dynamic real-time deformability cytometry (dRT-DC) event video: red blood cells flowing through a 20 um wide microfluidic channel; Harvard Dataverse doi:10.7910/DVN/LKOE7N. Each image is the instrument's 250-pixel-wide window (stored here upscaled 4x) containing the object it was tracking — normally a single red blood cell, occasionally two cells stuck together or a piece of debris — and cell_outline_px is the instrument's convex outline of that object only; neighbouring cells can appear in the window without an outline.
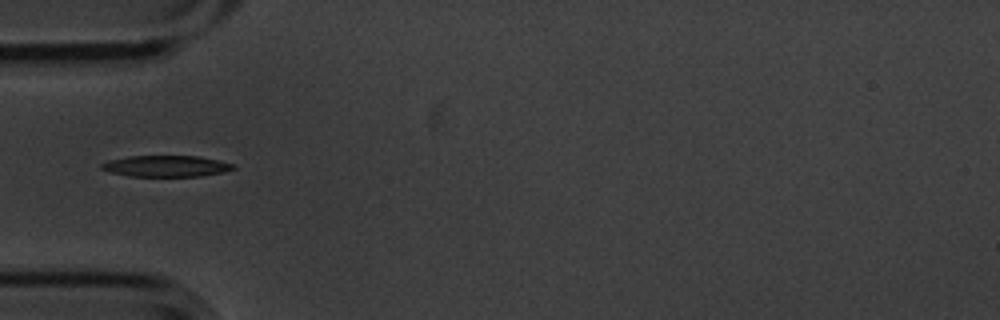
{"species": "common noctule bat (a hibernating species)", "species_latin": "Nyctalus noctula", "temperature_condition": "cold", "stored_images_in_passage": 9, "segment_of_instrument_passage": [2, 2], "camera_frame_rate_fps": 3000, "um_per_image_px": 0.085, "animal": {"sex": "male", "body_mass_g": 20.1, "forearm_length_mm": 53.5}, "frame": {"image": 1, "passage_image": 5, "time_ms": 1.333, "image_size_px": [1000, 320], "cell_outline_px": [[236, 168], [224, 172], [200, 176], [128, 176], [112, 172], [100, 168], [100, 164], [108, 160], [128, 156], [200, 156], [236, 164]], "centroid_in_image_um": [14.15, 14.11], "position_along_channel_um": 70.9, "area_um2": 16.36}}
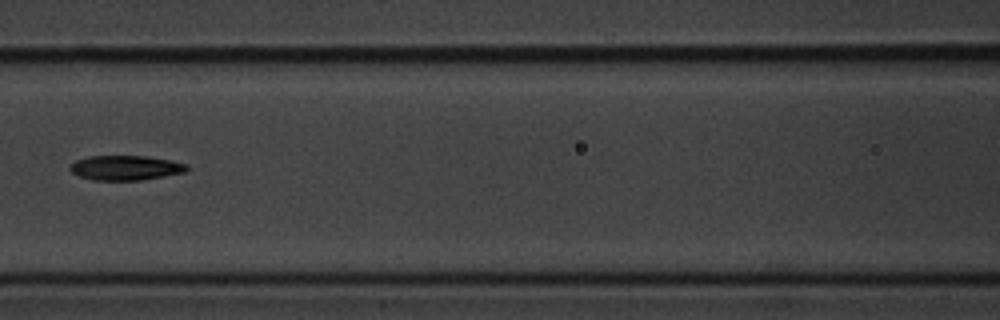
{"frame": {"image": 2, "passage_image": 7, "time_ms": 2.0, "image_size_px": [1000, 320], "cell_outline_px": [[188, 168], [184, 172], [164, 176], [140, 180], [92, 180], [80, 176], [72, 172], [68, 168], [76, 160], [88, 156], [148, 156], [172, 160], [188, 164]], "centroid_in_image_um": [10.68, 14.25], "position_along_channel_um": 155.9, "area_um2": 16.82}}
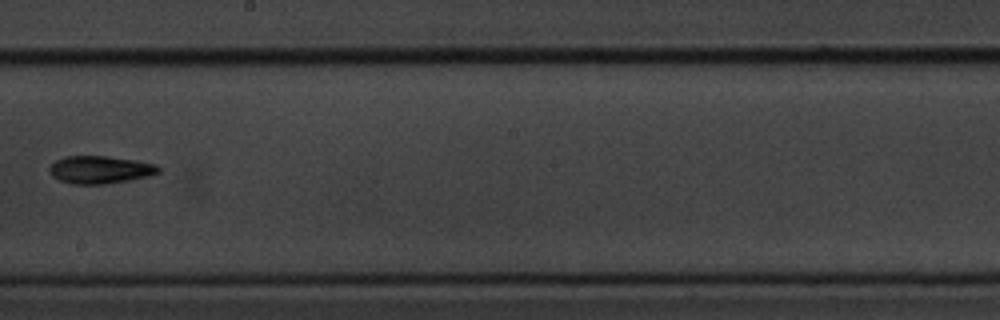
{"frame": {"image": 3, "passage_image": 9, "time_ms": 2.667, "image_size_px": [1000, 320], "cell_outline_px": [[160, 172], [148, 176], [128, 180], [104, 184], [68, 184], [52, 176], [48, 172], [48, 168], [56, 160], [64, 156], [108, 156], [136, 160], [156, 164], [160, 168]], "centroid_in_image_um": [8.48, 14.42], "position_along_channel_um": 239.7, "area_um2": 17.69}}